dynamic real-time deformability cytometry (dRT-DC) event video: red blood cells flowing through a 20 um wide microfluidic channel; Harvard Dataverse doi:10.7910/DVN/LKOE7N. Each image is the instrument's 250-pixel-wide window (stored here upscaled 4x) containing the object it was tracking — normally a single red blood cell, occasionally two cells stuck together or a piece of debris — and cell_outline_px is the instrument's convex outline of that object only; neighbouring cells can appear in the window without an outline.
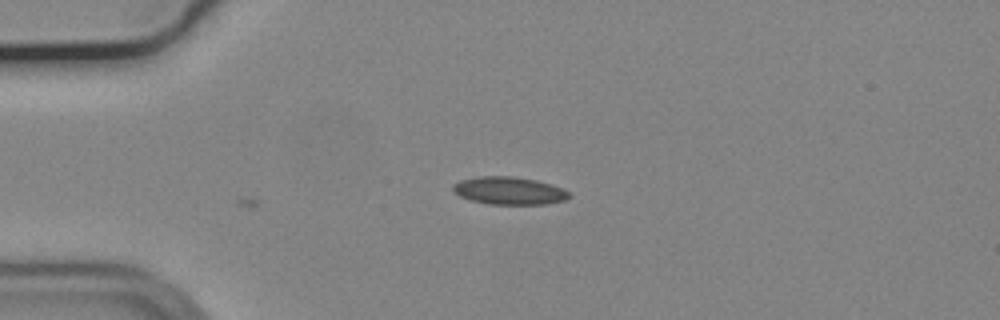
{"species": "common noctule bat (a hibernating species)", "species_latin": "Nyctalus noctula", "temperature_condition": "cold", "stored_images_in_passage": 4, "camera_frame_rate_fps": 3000, "um_per_image_px": 0.085, "animal": {"sex": "male", "body_mass_g": 19.2, "forearm_length_mm": 51.8}, "frame": {"image": 1, "passage_image": 1, "time_ms": 0.0, "image_size_px": [1000, 320], "cell_outline_px": [[572, 196], [564, 200], [544, 204], [488, 204], [472, 200], [460, 196], [452, 192], [452, 184], [460, 180], [480, 176], [512, 176], [536, 180], [552, 184], [564, 188]], "centroid_in_image_um": [43.27, 16.2], "position_along_channel_um": 41.7, "area_um2": 18.84}}